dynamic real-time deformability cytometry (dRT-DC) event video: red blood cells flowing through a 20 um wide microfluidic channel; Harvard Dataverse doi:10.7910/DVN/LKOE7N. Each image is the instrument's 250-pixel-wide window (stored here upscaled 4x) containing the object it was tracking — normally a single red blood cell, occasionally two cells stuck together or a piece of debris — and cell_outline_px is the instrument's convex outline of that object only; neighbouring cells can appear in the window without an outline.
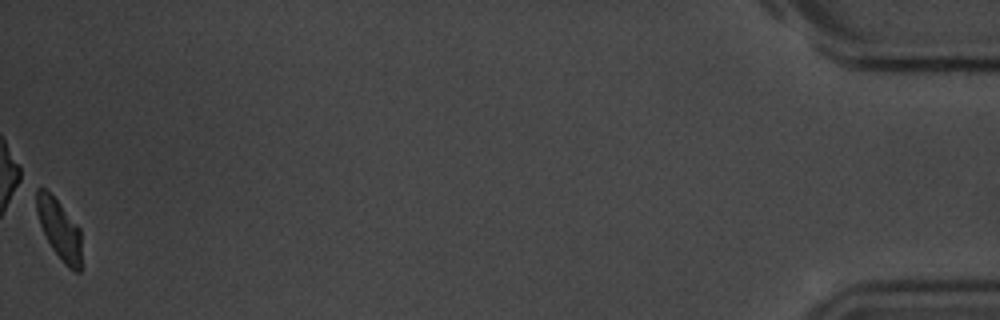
{"species": "common noctule bat (a hibernating species)", "species_latin": "Nyctalus noctula", "temperature_condition": "room temperature", "stored_images_in_passage": 54, "camera_frame_rate_fps": 3000, "um_per_image_px": 0.085, "animal": {"sex": "male", "body_mass_g": 20.1, "forearm_length_mm": 53.5}, "frame": {"image": 1, "passage_image": 54, "time_ms": 17.667, "image_size_px": [1000, 320], "cell_outline_px": [[80, 272], [76, 272], [68, 268], [64, 264], [52, 248], [40, 224], [36, 212], [36, 188], [44, 188], [60, 204], [80, 228]], "centroid_in_image_um": [5.03, 19.49], "position_along_channel_um": 430.2, "area_um2": 15.37}, "authors_computed_cell_mechanics": {"area_um2": 17.3978, "velocity_mm_per_s": 3.6695, "shape_relaxation_time_tau1_ms": 1.9411, "shape_relaxation_time_tau2_ms": 3.3307, "deformation_change_tau1": 0.2005, "deformation_change_tau2": 0.0999}}